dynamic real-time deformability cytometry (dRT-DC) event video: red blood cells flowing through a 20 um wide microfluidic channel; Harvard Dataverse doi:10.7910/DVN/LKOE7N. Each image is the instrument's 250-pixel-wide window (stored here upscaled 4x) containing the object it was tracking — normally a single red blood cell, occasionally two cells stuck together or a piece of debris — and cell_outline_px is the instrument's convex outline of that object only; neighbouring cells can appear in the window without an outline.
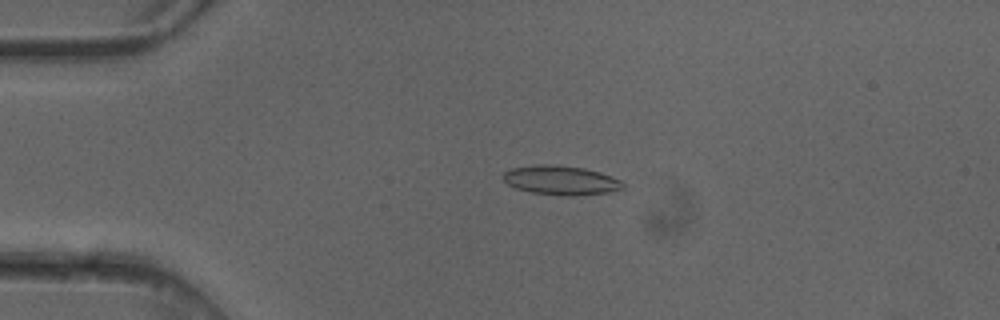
{"species": "common noctule bat (a hibernating species)", "species_latin": "Nyctalus noctula", "temperature_condition": "cold", "stored_images_in_passage": 7, "camera_frame_rate_fps": 3000, "um_per_image_px": 0.085, "animal": {"sex": "female"}, "frame": {"image": 1, "passage_image": 4, "time_ms": 1.0, "image_size_px": [1000, 320], "cell_outline_px": [[624, 188], [608, 192], [572, 196], [564, 196], [532, 192], [516, 188], [508, 184], [504, 180], [504, 172], [512, 168], [540, 164], [552, 164], [584, 168], [600, 172], [620, 180], [624, 184]], "centroid_in_image_um": [47.68, 15.32], "position_along_channel_um": 37.3, "area_um2": 20.23}}
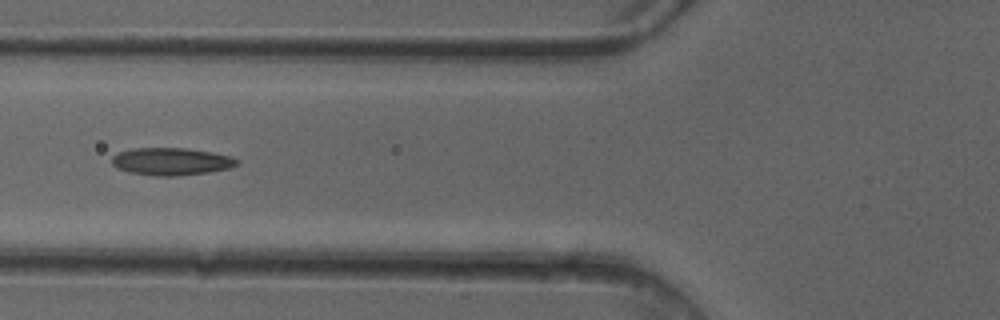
{"frame": {"image": 2, "passage_image": 6, "time_ms": 1.667, "image_size_px": [1000, 320], "cell_outline_px": [[240, 164], [228, 168], [208, 172], [176, 176], [156, 176], [128, 172], [116, 168], [112, 164], [112, 156], [120, 152], [132, 148], [184, 148], [212, 152], [232, 156], [240, 160]], "centroid_in_image_um": [14.57, 13.72], "position_along_channel_um": 111.2, "area_um2": 20.11}}
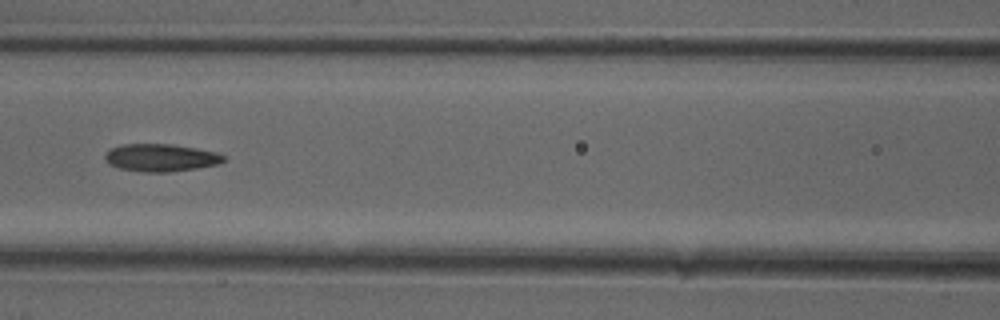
{"frame": {"image": 3, "passage_image": 7, "time_ms": 2.0, "image_size_px": [1000, 320], "cell_outline_px": [[228, 160], [220, 164], [196, 168], [168, 172], [144, 172], [120, 168], [108, 164], [104, 160], [104, 156], [112, 148], [124, 144], [172, 144], [196, 148], [216, 152], [224, 156]], "centroid_in_image_um": [13.7, 13.4], "position_along_channel_um": 152.9, "area_um2": 19.07}}